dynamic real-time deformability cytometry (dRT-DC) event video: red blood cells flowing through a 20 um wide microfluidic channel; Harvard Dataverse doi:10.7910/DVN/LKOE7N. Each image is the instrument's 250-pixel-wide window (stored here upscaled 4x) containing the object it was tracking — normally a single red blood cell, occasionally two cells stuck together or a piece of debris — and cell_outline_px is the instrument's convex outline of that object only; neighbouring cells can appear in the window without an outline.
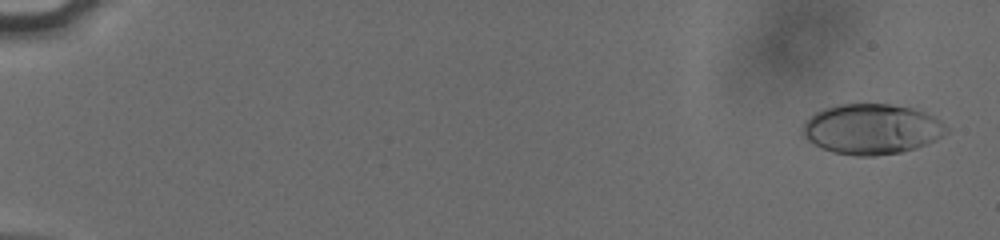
{"species": "human", "species_latin": "Homo sapiens", "temperature_condition": "cold", "stored_images_in_passage": 55, "camera_frame_rate_fps": 3000, "um_per_image_px": 0.085, "donor": {"sex": "male"}, "frame": {"image": 1, "passage_image": 2, "time_ms": 0.333, "image_size_px": [1000, 240], "cell_outline_px": [[948, 132], [936, 140], [916, 148], [900, 152], [872, 156], [856, 156], [832, 152], [820, 148], [808, 140], [800, 132], [800, 128], [804, 120], [816, 112], [824, 108], [836, 104], [892, 104], [912, 108], [924, 112], [940, 120], [948, 128]], "centroid_in_image_um": [74.05, 10.97], "position_along_channel_um": 10.9, "area_um2": 42.48}}
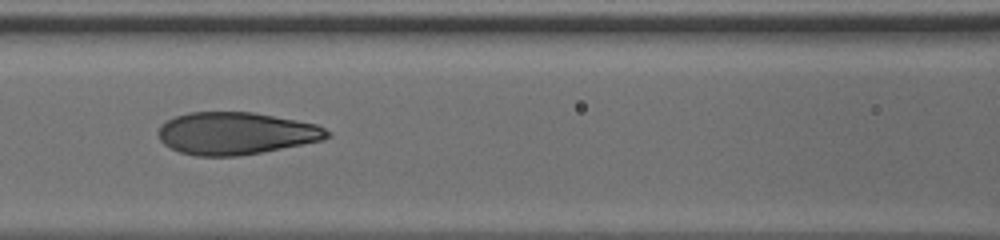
{"frame": {"image": 2, "passage_image": 27, "time_ms": 8.667, "image_size_px": [1000, 240], "cell_outline_px": [[332, 136], [324, 140], [240, 156], [196, 156], [180, 152], [164, 144], [160, 140], [156, 132], [160, 124], [176, 116], [188, 112], [252, 112], [296, 120], [316, 124], [332, 132]], "centroid_in_image_um": [20.05, 11.33], "position_along_channel_um": 146.6, "area_um2": 41.79}}
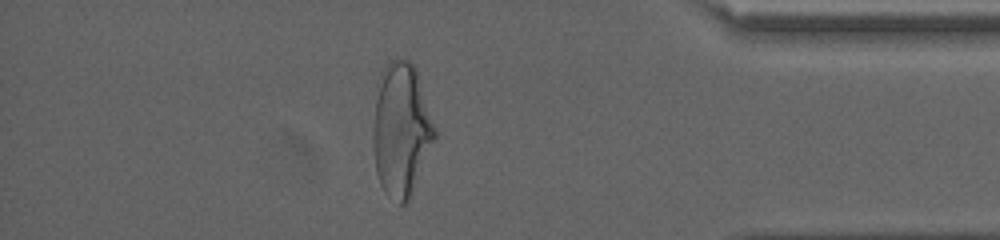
{"frame": {"image": 3, "passage_image": 49, "time_ms": 16.0, "image_size_px": [1000, 240], "cell_outline_px": [[436, 136], [412, 196], [408, 204], [400, 204], [384, 192], [380, 184], [376, 172], [372, 144], [372, 128], [380, 72], [388, 60], [408, 60], [416, 68], [436, 132]], "centroid_in_image_um": [34.09, 11.06], "position_along_channel_um": 401.1, "area_um2": 47.97}, "authors_computed_cell_mechanics": {"area_um2": 42.1362, "velocity_mm_per_s": 3.8289, "shape_relaxation_time_tau1_ms": 4.4795, "shape_relaxation_time_tau2_ms": 0.9238, "deformation_change_tau1": 0.1972, "deformation_change_tau2": 0.086}}